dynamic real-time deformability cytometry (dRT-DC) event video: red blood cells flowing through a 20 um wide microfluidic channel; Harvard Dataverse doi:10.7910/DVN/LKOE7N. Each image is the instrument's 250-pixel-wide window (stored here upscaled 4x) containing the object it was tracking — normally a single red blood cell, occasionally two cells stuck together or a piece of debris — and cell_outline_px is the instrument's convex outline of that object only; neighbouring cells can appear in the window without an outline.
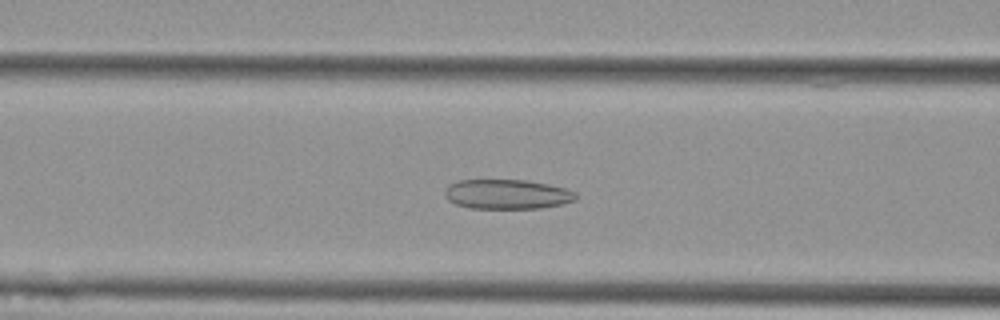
{"species": "Egyptian fruit bat (a non-hibernating species)", "species_latin": "Rousettus aegyptiacus", "temperature_condition": "cold", "stored_images_in_passage": 54, "camera_frame_rate_fps": 3000, "um_per_image_px": 0.085, "animal": {"sex": "female"}, "frame": {"image": 1, "passage_image": 21, "time_ms": 6.667, "image_size_px": [1000, 320], "cell_outline_px": [[576, 200], [560, 204], [540, 208], [468, 208], [456, 204], [448, 200], [444, 192], [452, 184], [460, 180], [524, 180], [548, 184], [564, 188], [576, 192]], "centroid_in_image_um": [43.11, 16.51], "position_along_channel_um": 123.5, "area_um2": 22.37}}
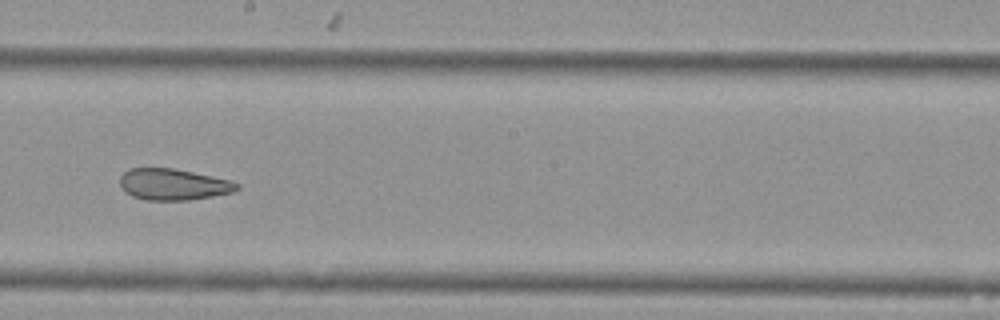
{"frame": {"image": 2, "passage_image": 30, "time_ms": 9.667, "image_size_px": [1000, 320], "cell_outline_px": [[240, 188], [232, 192], [212, 196], [188, 200], [144, 200], [132, 196], [120, 184], [120, 176], [128, 168], [172, 168], [232, 180], [240, 184]], "centroid_in_image_um": [14.75, 15.67], "position_along_channel_um": 233.5, "area_um2": 21.27}}
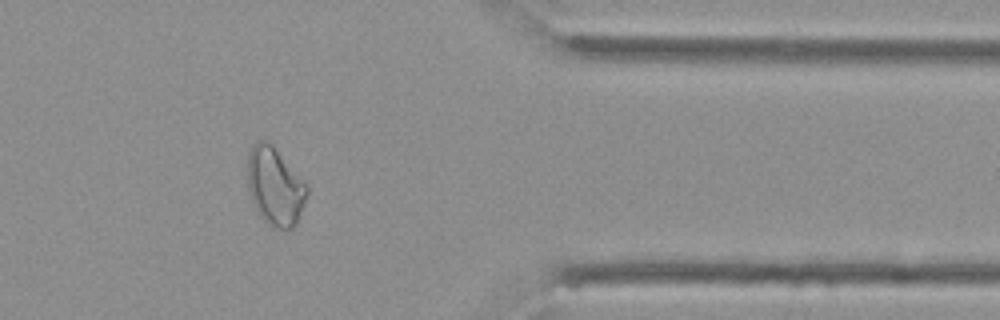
{"frame": {"image": 3, "passage_image": 44, "time_ms": 14.333, "image_size_px": [1000, 320], "cell_outline_px": [[308, 192], [300, 216], [296, 224], [288, 232], [272, 228], [260, 216], [252, 200], [248, 188], [248, 152], [256, 140], [268, 140], [272, 144], [308, 184]], "centroid_in_image_um": [23.39, 15.86], "position_along_channel_um": 388.0, "area_um2": 27.46}, "authors_computed_cell_mechanics": {"area_um2": 27.3683, "velocity_mm_per_s": 3.6764, "shape_relaxation_time_tau1_ms": null, "shape_relaxation_time_tau2_ms": 2.5153, "deformation_change_tau1": null, "deformation_change_tau2": 0.1075}}